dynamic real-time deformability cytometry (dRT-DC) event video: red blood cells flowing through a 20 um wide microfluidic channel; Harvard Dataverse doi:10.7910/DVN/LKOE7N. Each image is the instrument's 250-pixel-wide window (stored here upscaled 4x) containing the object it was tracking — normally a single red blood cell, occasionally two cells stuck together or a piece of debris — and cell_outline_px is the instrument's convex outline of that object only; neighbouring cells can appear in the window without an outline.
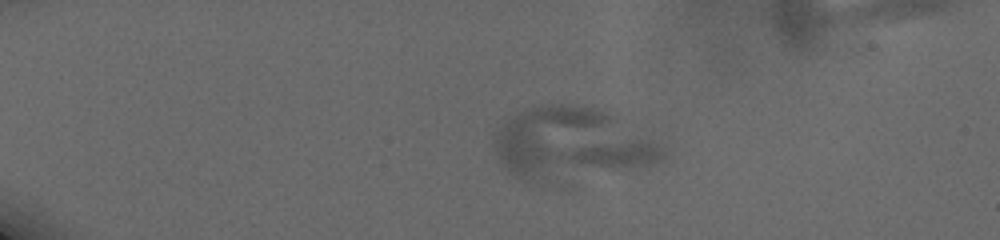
{"species": "human", "species_latin": "Homo sapiens", "temperature_condition": "cold", "stored_images_in_passage": 14, "camera_frame_rate_fps": 3000, "um_per_image_px": 0.085, "donor": {"sex": "male"}, "frame": {"image": 1, "passage_image": 7, "time_ms": 2.333, "image_size_px": [1000, 240], "cell_outline_px": [[668, 156], [652, 164], [528, 180], [524, 180], [516, 176], [500, 160], [496, 152], [496, 132], [500, 124], [508, 116], [516, 112], [548, 104], [568, 104], [588, 108], [604, 112], [612, 116], [664, 144], [668, 148]], "centroid_in_image_um": [48.57, 12.12], "position_along_channel_um": 36.4, "area_um2": 67.11}}